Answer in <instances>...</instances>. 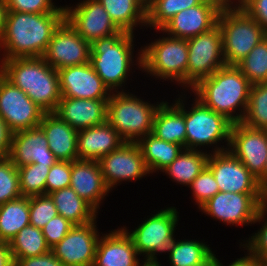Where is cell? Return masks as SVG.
Masks as SVG:
<instances>
[{
  "label": "cell",
  "mask_w": 267,
  "mask_h": 266,
  "mask_svg": "<svg viewBox=\"0 0 267 266\" xmlns=\"http://www.w3.org/2000/svg\"><path fill=\"white\" fill-rule=\"evenodd\" d=\"M242 123L254 129L267 130V82L251 85Z\"/></svg>",
  "instance_id": "cell-36"
},
{
  "label": "cell",
  "mask_w": 267,
  "mask_h": 266,
  "mask_svg": "<svg viewBox=\"0 0 267 266\" xmlns=\"http://www.w3.org/2000/svg\"><path fill=\"white\" fill-rule=\"evenodd\" d=\"M205 0H154L147 7V25L160 30L171 18L182 10L194 7Z\"/></svg>",
  "instance_id": "cell-35"
},
{
  "label": "cell",
  "mask_w": 267,
  "mask_h": 266,
  "mask_svg": "<svg viewBox=\"0 0 267 266\" xmlns=\"http://www.w3.org/2000/svg\"><path fill=\"white\" fill-rule=\"evenodd\" d=\"M71 161H57L51 166L46 178L45 194L70 187Z\"/></svg>",
  "instance_id": "cell-43"
},
{
  "label": "cell",
  "mask_w": 267,
  "mask_h": 266,
  "mask_svg": "<svg viewBox=\"0 0 267 266\" xmlns=\"http://www.w3.org/2000/svg\"><path fill=\"white\" fill-rule=\"evenodd\" d=\"M207 167L212 171L220 192L261 193L258 179L229 150L210 153Z\"/></svg>",
  "instance_id": "cell-19"
},
{
  "label": "cell",
  "mask_w": 267,
  "mask_h": 266,
  "mask_svg": "<svg viewBox=\"0 0 267 266\" xmlns=\"http://www.w3.org/2000/svg\"><path fill=\"white\" fill-rule=\"evenodd\" d=\"M250 88L249 80L236 65H225L201 79L191 91L205 106L239 123L245 116Z\"/></svg>",
  "instance_id": "cell-2"
},
{
  "label": "cell",
  "mask_w": 267,
  "mask_h": 266,
  "mask_svg": "<svg viewBox=\"0 0 267 266\" xmlns=\"http://www.w3.org/2000/svg\"><path fill=\"white\" fill-rule=\"evenodd\" d=\"M65 12L26 13L8 11L0 50L3 60L42 57Z\"/></svg>",
  "instance_id": "cell-1"
},
{
  "label": "cell",
  "mask_w": 267,
  "mask_h": 266,
  "mask_svg": "<svg viewBox=\"0 0 267 266\" xmlns=\"http://www.w3.org/2000/svg\"><path fill=\"white\" fill-rule=\"evenodd\" d=\"M53 0H5L8 11L26 13L65 12L64 6H55Z\"/></svg>",
  "instance_id": "cell-44"
},
{
  "label": "cell",
  "mask_w": 267,
  "mask_h": 266,
  "mask_svg": "<svg viewBox=\"0 0 267 266\" xmlns=\"http://www.w3.org/2000/svg\"><path fill=\"white\" fill-rule=\"evenodd\" d=\"M28 225H30L29 197L21 196L0 206V241L9 243Z\"/></svg>",
  "instance_id": "cell-32"
},
{
  "label": "cell",
  "mask_w": 267,
  "mask_h": 266,
  "mask_svg": "<svg viewBox=\"0 0 267 266\" xmlns=\"http://www.w3.org/2000/svg\"><path fill=\"white\" fill-rule=\"evenodd\" d=\"M137 256L132 238L123 228H117L99 238L93 266H137Z\"/></svg>",
  "instance_id": "cell-24"
},
{
  "label": "cell",
  "mask_w": 267,
  "mask_h": 266,
  "mask_svg": "<svg viewBox=\"0 0 267 266\" xmlns=\"http://www.w3.org/2000/svg\"><path fill=\"white\" fill-rule=\"evenodd\" d=\"M188 65L186 88H193L201 79L210 77L219 68L225 66L222 34L216 24L209 31L187 40Z\"/></svg>",
  "instance_id": "cell-10"
},
{
  "label": "cell",
  "mask_w": 267,
  "mask_h": 266,
  "mask_svg": "<svg viewBox=\"0 0 267 266\" xmlns=\"http://www.w3.org/2000/svg\"><path fill=\"white\" fill-rule=\"evenodd\" d=\"M237 5L256 20L267 33V0H240Z\"/></svg>",
  "instance_id": "cell-46"
},
{
  "label": "cell",
  "mask_w": 267,
  "mask_h": 266,
  "mask_svg": "<svg viewBox=\"0 0 267 266\" xmlns=\"http://www.w3.org/2000/svg\"><path fill=\"white\" fill-rule=\"evenodd\" d=\"M258 187L263 194V196L267 199V161L264 168V172L261 177L258 179Z\"/></svg>",
  "instance_id": "cell-52"
},
{
  "label": "cell",
  "mask_w": 267,
  "mask_h": 266,
  "mask_svg": "<svg viewBox=\"0 0 267 266\" xmlns=\"http://www.w3.org/2000/svg\"><path fill=\"white\" fill-rule=\"evenodd\" d=\"M57 71L62 97L109 99L112 94L90 63L68 66Z\"/></svg>",
  "instance_id": "cell-20"
},
{
  "label": "cell",
  "mask_w": 267,
  "mask_h": 266,
  "mask_svg": "<svg viewBox=\"0 0 267 266\" xmlns=\"http://www.w3.org/2000/svg\"><path fill=\"white\" fill-rule=\"evenodd\" d=\"M262 261L258 258L250 255L249 253L245 254V256L237 258L235 261L230 263L227 266H258ZM215 266H225L223 263L217 258Z\"/></svg>",
  "instance_id": "cell-49"
},
{
  "label": "cell",
  "mask_w": 267,
  "mask_h": 266,
  "mask_svg": "<svg viewBox=\"0 0 267 266\" xmlns=\"http://www.w3.org/2000/svg\"><path fill=\"white\" fill-rule=\"evenodd\" d=\"M217 257L213 253L205 262L197 265V266H215L216 265Z\"/></svg>",
  "instance_id": "cell-53"
},
{
  "label": "cell",
  "mask_w": 267,
  "mask_h": 266,
  "mask_svg": "<svg viewBox=\"0 0 267 266\" xmlns=\"http://www.w3.org/2000/svg\"><path fill=\"white\" fill-rule=\"evenodd\" d=\"M90 43L65 19L56 29L42 58L54 69L90 63Z\"/></svg>",
  "instance_id": "cell-14"
},
{
  "label": "cell",
  "mask_w": 267,
  "mask_h": 266,
  "mask_svg": "<svg viewBox=\"0 0 267 266\" xmlns=\"http://www.w3.org/2000/svg\"><path fill=\"white\" fill-rule=\"evenodd\" d=\"M136 143L150 174L161 172L185 149L179 144L160 140L152 133L142 137Z\"/></svg>",
  "instance_id": "cell-28"
},
{
  "label": "cell",
  "mask_w": 267,
  "mask_h": 266,
  "mask_svg": "<svg viewBox=\"0 0 267 266\" xmlns=\"http://www.w3.org/2000/svg\"><path fill=\"white\" fill-rule=\"evenodd\" d=\"M191 106L189 107L190 111L185 109L186 149L198 150L201 146L204 148V146L209 147L211 145L215 147H212L211 153L228 150L233 123L224 115L205 106L196 97ZM223 140L227 142L226 148L224 145H217L221 142L223 144Z\"/></svg>",
  "instance_id": "cell-8"
},
{
  "label": "cell",
  "mask_w": 267,
  "mask_h": 266,
  "mask_svg": "<svg viewBox=\"0 0 267 266\" xmlns=\"http://www.w3.org/2000/svg\"><path fill=\"white\" fill-rule=\"evenodd\" d=\"M22 196L17 166L9 159H0V206Z\"/></svg>",
  "instance_id": "cell-39"
},
{
  "label": "cell",
  "mask_w": 267,
  "mask_h": 266,
  "mask_svg": "<svg viewBox=\"0 0 267 266\" xmlns=\"http://www.w3.org/2000/svg\"><path fill=\"white\" fill-rule=\"evenodd\" d=\"M48 165L31 163L18 168L22 196L32 197L45 194L46 178L50 171Z\"/></svg>",
  "instance_id": "cell-38"
},
{
  "label": "cell",
  "mask_w": 267,
  "mask_h": 266,
  "mask_svg": "<svg viewBox=\"0 0 267 266\" xmlns=\"http://www.w3.org/2000/svg\"><path fill=\"white\" fill-rule=\"evenodd\" d=\"M16 266H65L50 250L48 253L14 260Z\"/></svg>",
  "instance_id": "cell-47"
},
{
  "label": "cell",
  "mask_w": 267,
  "mask_h": 266,
  "mask_svg": "<svg viewBox=\"0 0 267 266\" xmlns=\"http://www.w3.org/2000/svg\"><path fill=\"white\" fill-rule=\"evenodd\" d=\"M134 34L120 30L118 33L90 44V64L111 92H118L128 80L132 65L142 69V49L134 62Z\"/></svg>",
  "instance_id": "cell-4"
},
{
  "label": "cell",
  "mask_w": 267,
  "mask_h": 266,
  "mask_svg": "<svg viewBox=\"0 0 267 266\" xmlns=\"http://www.w3.org/2000/svg\"><path fill=\"white\" fill-rule=\"evenodd\" d=\"M114 24L123 31L134 33L138 25H147V8L139 0H97Z\"/></svg>",
  "instance_id": "cell-30"
},
{
  "label": "cell",
  "mask_w": 267,
  "mask_h": 266,
  "mask_svg": "<svg viewBox=\"0 0 267 266\" xmlns=\"http://www.w3.org/2000/svg\"><path fill=\"white\" fill-rule=\"evenodd\" d=\"M8 9L5 0H0V40L3 37Z\"/></svg>",
  "instance_id": "cell-51"
},
{
  "label": "cell",
  "mask_w": 267,
  "mask_h": 266,
  "mask_svg": "<svg viewBox=\"0 0 267 266\" xmlns=\"http://www.w3.org/2000/svg\"><path fill=\"white\" fill-rule=\"evenodd\" d=\"M8 158L17 168L31 163L51 167L58 161L49 149L47 138L39 126L13 133Z\"/></svg>",
  "instance_id": "cell-21"
},
{
  "label": "cell",
  "mask_w": 267,
  "mask_h": 266,
  "mask_svg": "<svg viewBox=\"0 0 267 266\" xmlns=\"http://www.w3.org/2000/svg\"><path fill=\"white\" fill-rule=\"evenodd\" d=\"M226 2L227 0H205L199 5L180 11L158 31L173 38H193L217 24L218 14Z\"/></svg>",
  "instance_id": "cell-17"
},
{
  "label": "cell",
  "mask_w": 267,
  "mask_h": 266,
  "mask_svg": "<svg viewBox=\"0 0 267 266\" xmlns=\"http://www.w3.org/2000/svg\"><path fill=\"white\" fill-rule=\"evenodd\" d=\"M13 262L9 243L0 241V266H10Z\"/></svg>",
  "instance_id": "cell-50"
},
{
  "label": "cell",
  "mask_w": 267,
  "mask_h": 266,
  "mask_svg": "<svg viewBox=\"0 0 267 266\" xmlns=\"http://www.w3.org/2000/svg\"><path fill=\"white\" fill-rule=\"evenodd\" d=\"M39 127L43 130L48 147L58 161L78 160L77 130L54 113H45Z\"/></svg>",
  "instance_id": "cell-27"
},
{
  "label": "cell",
  "mask_w": 267,
  "mask_h": 266,
  "mask_svg": "<svg viewBox=\"0 0 267 266\" xmlns=\"http://www.w3.org/2000/svg\"><path fill=\"white\" fill-rule=\"evenodd\" d=\"M58 215L68 219L74 225H83L97 218V211L71 188L66 187L49 194Z\"/></svg>",
  "instance_id": "cell-29"
},
{
  "label": "cell",
  "mask_w": 267,
  "mask_h": 266,
  "mask_svg": "<svg viewBox=\"0 0 267 266\" xmlns=\"http://www.w3.org/2000/svg\"><path fill=\"white\" fill-rule=\"evenodd\" d=\"M125 91V92H124ZM122 89L107 101V122L125 142H137L152 133L153 121L162 102L151 104Z\"/></svg>",
  "instance_id": "cell-6"
},
{
  "label": "cell",
  "mask_w": 267,
  "mask_h": 266,
  "mask_svg": "<svg viewBox=\"0 0 267 266\" xmlns=\"http://www.w3.org/2000/svg\"><path fill=\"white\" fill-rule=\"evenodd\" d=\"M236 66L251 85L267 82V36Z\"/></svg>",
  "instance_id": "cell-37"
},
{
  "label": "cell",
  "mask_w": 267,
  "mask_h": 266,
  "mask_svg": "<svg viewBox=\"0 0 267 266\" xmlns=\"http://www.w3.org/2000/svg\"><path fill=\"white\" fill-rule=\"evenodd\" d=\"M64 8L67 22L90 44L120 31L97 0H81L76 6Z\"/></svg>",
  "instance_id": "cell-16"
},
{
  "label": "cell",
  "mask_w": 267,
  "mask_h": 266,
  "mask_svg": "<svg viewBox=\"0 0 267 266\" xmlns=\"http://www.w3.org/2000/svg\"><path fill=\"white\" fill-rule=\"evenodd\" d=\"M217 24L222 34L226 65H237L267 36L262 26L240 6L226 2L221 8Z\"/></svg>",
  "instance_id": "cell-5"
},
{
  "label": "cell",
  "mask_w": 267,
  "mask_h": 266,
  "mask_svg": "<svg viewBox=\"0 0 267 266\" xmlns=\"http://www.w3.org/2000/svg\"><path fill=\"white\" fill-rule=\"evenodd\" d=\"M201 150V151H200ZM200 150L184 149L178 157L161 172L169 175L173 182L189 186L191 182L207 166L210 152Z\"/></svg>",
  "instance_id": "cell-31"
},
{
  "label": "cell",
  "mask_w": 267,
  "mask_h": 266,
  "mask_svg": "<svg viewBox=\"0 0 267 266\" xmlns=\"http://www.w3.org/2000/svg\"><path fill=\"white\" fill-rule=\"evenodd\" d=\"M258 266H267V263L265 261H262Z\"/></svg>",
  "instance_id": "cell-57"
},
{
  "label": "cell",
  "mask_w": 267,
  "mask_h": 266,
  "mask_svg": "<svg viewBox=\"0 0 267 266\" xmlns=\"http://www.w3.org/2000/svg\"><path fill=\"white\" fill-rule=\"evenodd\" d=\"M73 226V223L61 215H57L51 219L42 228V233L45 237L46 244L50 247V249L59 243Z\"/></svg>",
  "instance_id": "cell-45"
},
{
  "label": "cell",
  "mask_w": 267,
  "mask_h": 266,
  "mask_svg": "<svg viewBox=\"0 0 267 266\" xmlns=\"http://www.w3.org/2000/svg\"><path fill=\"white\" fill-rule=\"evenodd\" d=\"M213 254L206 242L198 240H177L169 254L171 266H197Z\"/></svg>",
  "instance_id": "cell-34"
},
{
  "label": "cell",
  "mask_w": 267,
  "mask_h": 266,
  "mask_svg": "<svg viewBox=\"0 0 267 266\" xmlns=\"http://www.w3.org/2000/svg\"><path fill=\"white\" fill-rule=\"evenodd\" d=\"M3 76L45 113H54L57 109L62 98L58 71L42 57L3 60Z\"/></svg>",
  "instance_id": "cell-3"
},
{
  "label": "cell",
  "mask_w": 267,
  "mask_h": 266,
  "mask_svg": "<svg viewBox=\"0 0 267 266\" xmlns=\"http://www.w3.org/2000/svg\"><path fill=\"white\" fill-rule=\"evenodd\" d=\"M142 263H140V261H139L137 266H140L141 264H142L141 266H161L160 262H158L157 260H149L146 258L144 261H142Z\"/></svg>",
  "instance_id": "cell-54"
},
{
  "label": "cell",
  "mask_w": 267,
  "mask_h": 266,
  "mask_svg": "<svg viewBox=\"0 0 267 266\" xmlns=\"http://www.w3.org/2000/svg\"><path fill=\"white\" fill-rule=\"evenodd\" d=\"M13 133L14 132L0 115V159L9 157Z\"/></svg>",
  "instance_id": "cell-48"
},
{
  "label": "cell",
  "mask_w": 267,
  "mask_h": 266,
  "mask_svg": "<svg viewBox=\"0 0 267 266\" xmlns=\"http://www.w3.org/2000/svg\"><path fill=\"white\" fill-rule=\"evenodd\" d=\"M9 245L14 260L40 256L51 250L46 244L42 229L33 225L22 228Z\"/></svg>",
  "instance_id": "cell-33"
},
{
  "label": "cell",
  "mask_w": 267,
  "mask_h": 266,
  "mask_svg": "<svg viewBox=\"0 0 267 266\" xmlns=\"http://www.w3.org/2000/svg\"><path fill=\"white\" fill-rule=\"evenodd\" d=\"M147 8L154 0H139Z\"/></svg>",
  "instance_id": "cell-55"
},
{
  "label": "cell",
  "mask_w": 267,
  "mask_h": 266,
  "mask_svg": "<svg viewBox=\"0 0 267 266\" xmlns=\"http://www.w3.org/2000/svg\"><path fill=\"white\" fill-rule=\"evenodd\" d=\"M0 56V78L3 76V58Z\"/></svg>",
  "instance_id": "cell-56"
},
{
  "label": "cell",
  "mask_w": 267,
  "mask_h": 266,
  "mask_svg": "<svg viewBox=\"0 0 267 266\" xmlns=\"http://www.w3.org/2000/svg\"><path fill=\"white\" fill-rule=\"evenodd\" d=\"M188 187L192 190V196L195 198L193 200L199 208L219 192L214 175L207 166Z\"/></svg>",
  "instance_id": "cell-42"
},
{
  "label": "cell",
  "mask_w": 267,
  "mask_h": 266,
  "mask_svg": "<svg viewBox=\"0 0 267 266\" xmlns=\"http://www.w3.org/2000/svg\"><path fill=\"white\" fill-rule=\"evenodd\" d=\"M237 1L239 2L240 0H231L230 3L237 4Z\"/></svg>",
  "instance_id": "cell-58"
},
{
  "label": "cell",
  "mask_w": 267,
  "mask_h": 266,
  "mask_svg": "<svg viewBox=\"0 0 267 266\" xmlns=\"http://www.w3.org/2000/svg\"><path fill=\"white\" fill-rule=\"evenodd\" d=\"M228 150L259 179L267 161V130L254 129L242 122L233 123Z\"/></svg>",
  "instance_id": "cell-15"
},
{
  "label": "cell",
  "mask_w": 267,
  "mask_h": 266,
  "mask_svg": "<svg viewBox=\"0 0 267 266\" xmlns=\"http://www.w3.org/2000/svg\"><path fill=\"white\" fill-rule=\"evenodd\" d=\"M98 163L110 190L115 189L122 181H137L150 174L136 142H124L118 149L102 157Z\"/></svg>",
  "instance_id": "cell-13"
},
{
  "label": "cell",
  "mask_w": 267,
  "mask_h": 266,
  "mask_svg": "<svg viewBox=\"0 0 267 266\" xmlns=\"http://www.w3.org/2000/svg\"><path fill=\"white\" fill-rule=\"evenodd\" d=\"M267 203L261 206L259 209L256 219L254 223L256 224L257 222L262 221V227L260 230H257V233L251 236H249L248 240H244L243 243L245 244H240L243 246L242 248H245L247 252L258 258L260 261H265L267 259ZM264 222V223H263Z\"/></svg>",
  "instance_id": "cell-41"
},
{
  "label": "cell",
  "mask_w": 267,
  "mask_h": 266,
  "mask_svg": "<svg viewBox=\"0 0 267 266\" xmlns=\"http://www.w3.org/2000/svg\"><path fill=\"white\" fill-rule=\"evenodd\" d=\"M70 187L97 212L104 197L110 193L98 161L75 160L71 162Z\"/></svg>",
  "instance_id": "cell-23"
},
{
  "label": "cell",
  "mask_w": 267,
  "mask_h": 266,
  "mask_svg": "<svg viewBox=\"0 0 267 266\" xmlns=\"http://www.w3.org/2000/svg\"><path fill=\"white\" fill-rule=\"evenodd\" d=\"M107 101L62 97L54 114L80 131L107 121Z\"/></svg>",
  "instance_id": "cell-22"
},
{
  "label": "cell",
  "mask_w": 267,
  "mask_h": 266,
  "mask_svg": "<svg viewBox=\"0 0 267 266\" xmlns=\"http://www.w3.org/2000/svg\"><path fill=\"white\" fill-rule=\"evenodd\" d=\"M177 98L171 105L162 101L156 111L152 134L160 140L175 143L186 149L185 97ZM184 102V103H183Z\"/></svg>",
  "instance_id": "cell-26"
},
{
  "label": "cell",
  "mask_w": 267,
  "mask_h": 266,
  "mask_svg": "<svg viewBox=\"0 0 267 266\" xmlns=\"http://www.w3.org/2000/svg\"><path fill=\"white\" fill-rule=\"evenodd\" d=\"M178 214L176 207H166L149 216L132 231L125 226L122 228L132 238L139 256L143 255L144 259L158 260L157 253L170 254L177 241L174 239V234L179 221Z\"/></svg>",
  "instance_id": "cell-9"
},
{
  "label": "cell",
  "mask_w": 267,
  "mask_h": 266,
  "mask_svg": "<svg viewBox=\"0 0 267 266\" xmlns=\"http://www.w3.org/2000/svg\"><path fill=\"white\" fill-rule=\"evenodd\" d=\"M125 141L106 121L97 126L78 131V159L99 161L102 157L118 149Z\"/></svg>",
  "instance_id": "cell-25"
},
{
  "label": "cell",
  "mask_w": 267,
  "mask_h": 266,
  "mask_svg": "<svg viewBox=\"0 0 267 266\" xmlns=\"http://www.w3.org/2000/svg\"><path fill=\"white\" fill-rule=\"evenodd\" d=\"M57 215V208L49 194L29 197L30 225L42 229Z\"/></svg>",
  "instance_id": "cell-40"
},
{
  "label": "cell",
  "mask_w": 267,
  "mask_h": 266,
  "mask_svg": "<svg viewBox=\"0 0 267 266\" xmlns=\"http://www.w3.org/2000/svg\"><path fill=\"white\" fill-rule=\"evenodd\" d=\"M44 114L25 92L0 78V115L13 132L38 127Z\"/></svg>",
  "instance_id": "cell-12"
},
{
  "label": "cell",
  "mask_w": 267,
  "mask_h": 266,
  "mask_svg": "<svg viewBox=\"0 0 267 266\" xmlns=\"http://www.w3.org/2000/svg\"><path fill=\"white\" fill-rule=\"evenodd\" d=\"M96 219L83 225H74L67 235L51 248L65 266H93L100 232Z\"/></svg>",
  "instance_id": "cell-18"
},
{
  "label": "cell",
  "mask_w": 267,
  "mask_h": 266,
  "mask_svg": "<svg viewBox=\"0 0 267 266\" xmlns=\"http://www.w3.org/2000/svg\"><path fill=\"white\" fill-rule=\"evenodd\" d=\"M267 199L262 193L218 192L200 208L201 212L226 225L254 224L256 215Z\"/></svg>",
  "instance_id": "cell-11"
},
{
  "label": "cell",
  "mask_w": 267,
  "mask_h": 266,
  "mask_svg": "<svg viewBox=\"0 0 267 266\" xmlns=\"http://www.w3.org/2000/svg\"><path fill=\"white\" fill-rule=\"evenodd\" d=\"M141 49L142 71L160 80H175V83L186 88L187 40L162 35V38L144 45V48L141 46Z\"/></svg>",
  "instance_id": "cell-7"
}]
</instances>
